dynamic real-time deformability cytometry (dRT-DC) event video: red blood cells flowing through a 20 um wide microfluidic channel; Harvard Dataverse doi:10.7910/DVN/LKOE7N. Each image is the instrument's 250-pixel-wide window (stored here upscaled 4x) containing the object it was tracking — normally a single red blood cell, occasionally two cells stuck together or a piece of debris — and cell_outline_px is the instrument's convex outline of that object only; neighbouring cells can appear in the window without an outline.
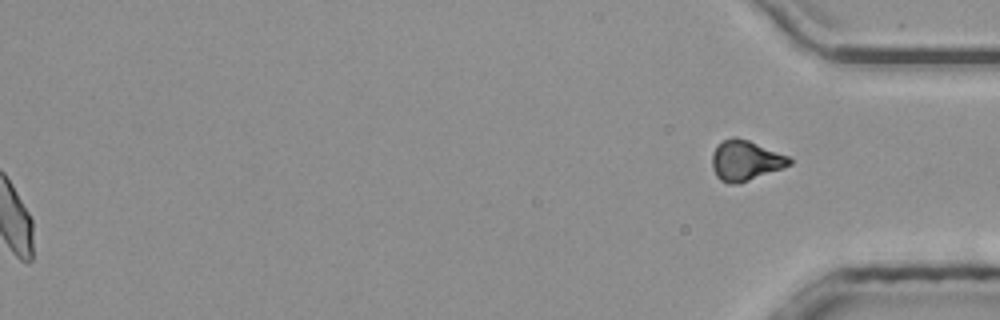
{"species": "common noctule bat (a hibernating species)", "species_latin": "Nyctalus noctula", "temperature_condition": "room temperature", "stored_images_in_passage": 56, "segment_of_instrument_passage": [2, 2], "camera_frame_rate_fps": 3000, "um_per_image_px": 0.085, "animal": {"sex": "male", "body_mass_g": 20.4}, "frame": {"image": 1, "passage_image": 56, "time_ms": 18.333, "image_size_px": [1000, 320], "cell_outline_px": [[792, 164], [784, 168], [740, 184], [728, 184], [720, 180], [716, 176], [712, 168], [712, 152], [724, 140], [732, 136], [736, 136], [748, 140], [788, 156], [792, 160]], "centroid_in_image_um": [63.36, 13.67], "position_along_channel_um": 371.8, "area_um2": 18.26}}